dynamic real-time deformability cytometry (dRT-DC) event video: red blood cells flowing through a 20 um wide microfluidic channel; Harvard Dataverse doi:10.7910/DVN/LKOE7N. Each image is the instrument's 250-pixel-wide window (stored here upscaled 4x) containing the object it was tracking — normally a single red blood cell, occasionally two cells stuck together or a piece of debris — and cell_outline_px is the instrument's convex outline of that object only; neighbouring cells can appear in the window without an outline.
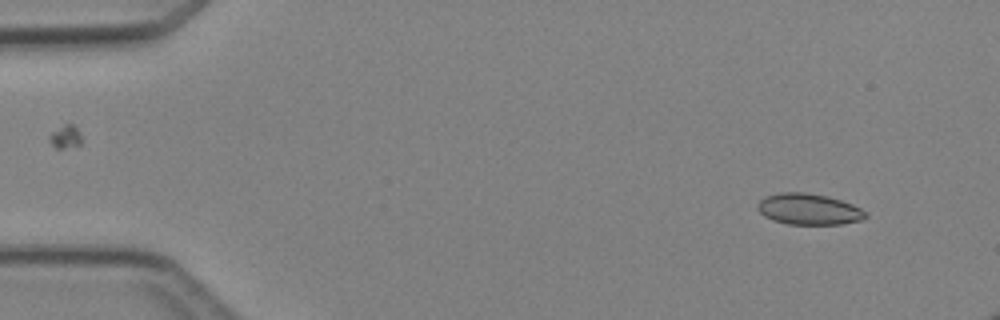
{"species": "Egyptian fruit bat (a non-hibernating species)", "species_latin": "Rousettus aegyptiacus", "temperature_condition": "cold", "stored_images_in_passage": 3, "camera_frame_rate_fps": 3000, "um_per_image_px": 0.085, "animal": {"sex": "female"}, "frame": {"image": 1, "passage_image": 1, "time_ms": 0.0, "image_size_px": [1000, 320], "cell_outline_px": [[868, 216], [860, 220], [840, 224], [788, 224], [772, 220], [764, 216], [756, 208], [756, 204], [764, 196], [780, 192], [804, 192], [828, 196], [852, 204], [860, 208]], "centroid_in_image_um": [68.69, 17.77], "position_along_channel_um": 16.3, "area_um2": 19.59}}